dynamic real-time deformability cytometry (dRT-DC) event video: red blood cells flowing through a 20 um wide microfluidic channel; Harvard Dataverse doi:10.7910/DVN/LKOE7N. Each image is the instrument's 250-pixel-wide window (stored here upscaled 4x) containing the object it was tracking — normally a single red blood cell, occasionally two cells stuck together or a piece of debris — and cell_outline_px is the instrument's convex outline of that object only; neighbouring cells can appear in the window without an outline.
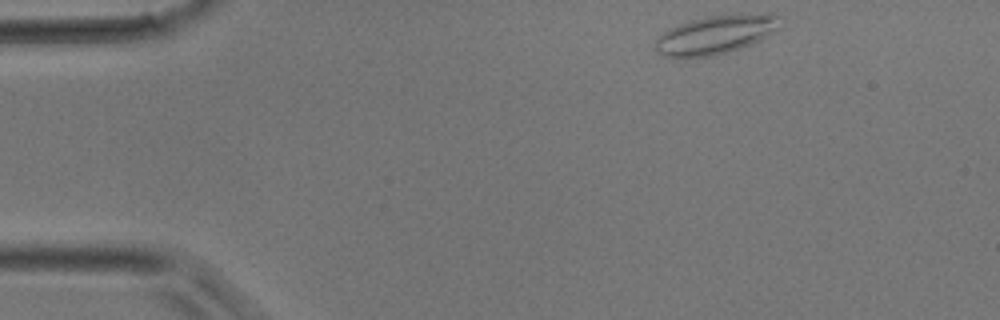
{"species": "common noctule bat (a hibernating species)", "species_latin": "Nyctalus noctula", "temperature_condition": "room temperature", "stored_images_in_passage": 29, "camera_frame_rate_fps": 3000, "um_per_image_px": 0.085, "animal": {"sex": "male", "body_mass_g": 17.9}, "frame": {"image": 1, "passage_image": 1, "time_ms": 0.0, "image_size_px": [1000, 320], "cell_outline_px": [[776, 28], [768, 36], [752, 44], [740, 48], [708, 56], [664, 56], [656, 52], [652, 48], [656, 36], [680, 24], [692, 20], [708, 16], [740, 12], [768, 12], [776, 16]], "centroid_in_image_um": [60.79, 2.91], "position_along_channel_um": 24.2, "area_um2": 27.98}}
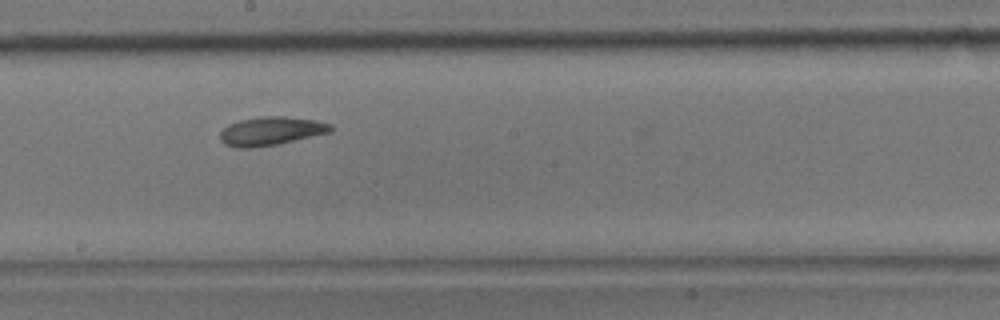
{"frame": {"image": 2, "passage_image": 17, "time_ms": 5.333, "image_size_px": [1000, 320], "cell_outline_px": [[332, 132], [276, 144], [252, 148], [236, 148], [224, 144], [220, 140], [220, 132], [228, 124], [240, 120], [260, 116], [284, 116], [316, 120], [332, 124]], "centroid_in_image_um": [23.02, 11.14], "position_along_channel_um": 225.2, "area_um2": 18.5}}
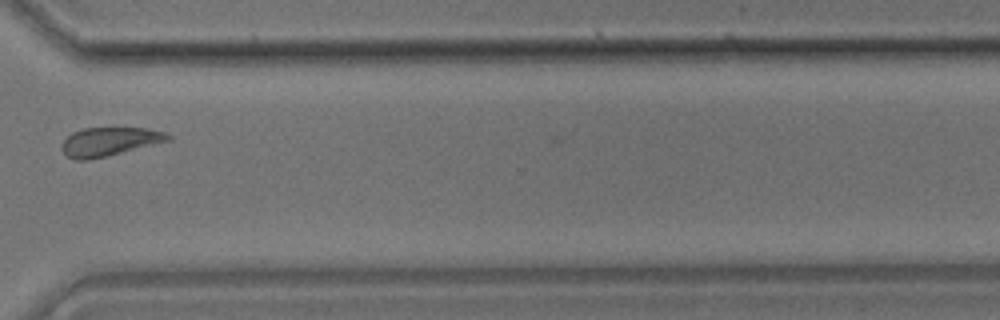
{"frame": {"image": 3, "passage_image": 25, "time_ms": 8.0, "image_size_px": [1000, 320], "cell_outline_px": [[172, 140], [108, 156], [88, 160], [72, 160], [60, 148], [60, 144], [72, 132], [84, 128], [148, 128], [164, 132], [172, 136]], "centroid_in_image_um": [9.3, 12.04], "position_along_channel_um": 361.3, "area_um2": 17.92}}